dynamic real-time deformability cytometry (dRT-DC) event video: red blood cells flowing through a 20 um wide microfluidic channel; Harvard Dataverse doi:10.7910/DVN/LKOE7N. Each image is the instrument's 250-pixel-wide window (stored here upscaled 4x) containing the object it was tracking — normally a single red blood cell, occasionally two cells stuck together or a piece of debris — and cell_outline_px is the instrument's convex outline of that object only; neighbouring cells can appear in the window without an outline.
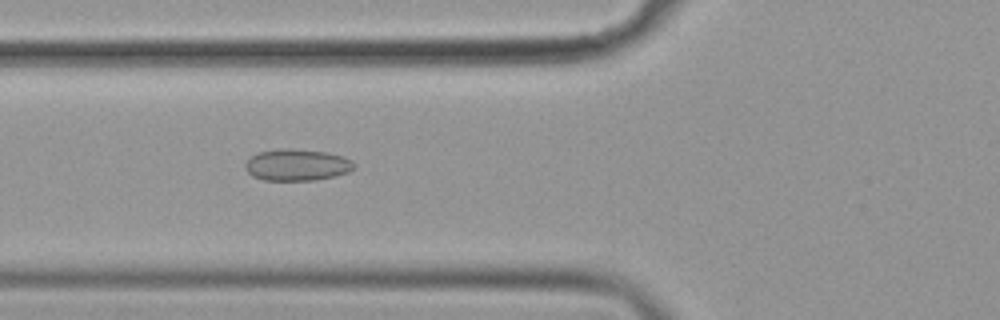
{"species": "common noctule bat (a hibernating species)", "species_latin": "Nyctalus noctula", "temperature_condition": "cold", "stored_images_in_passage": 55, "camera_frame_rate_fps": 3000, "um_per_image_px": 0.085, "animal": {"sex": "female", "body_mass_g": 19.9}, "frame": {"image": 1, "passage_image": 22, "time_ms": 7.0, "image_size_px": [1000, 320], "cell_outline_px": [[356, 164], [348, 172], [316, 180], [264, 180], [252, 176], [244, 168], [244, 164], [252, 156], [260, 152], [284, 148], [292, 148], [328, 152], [344, 156], [352, 160]], "centroid_in_image_um": [25.25, 14.01], "position_along_channel_um": 100.6, "area_um2": 20.06}}
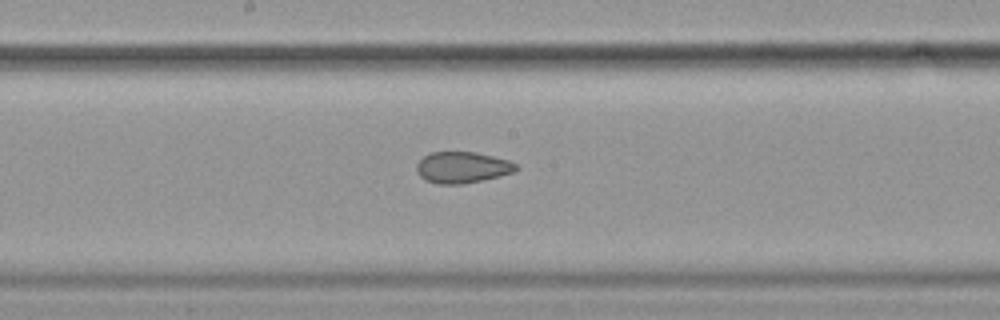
{"frame": {"image": 2, "passage_image": 31, "time_ms": 10.0, "image_size_px": [1000, 320], "cell_outline_px": [[520, 168], [512, 172], [480, 180], [460, 184], [440, 184], [424, 180], [416, 172], [416, 164], [424, 156], [432, 152], [476, 152], [508, 160], [516, 164]], "centroid_in_image_um": [39.25, 14.22], "position_along_channel_um": 208.9, "area_um2": 17.92}}
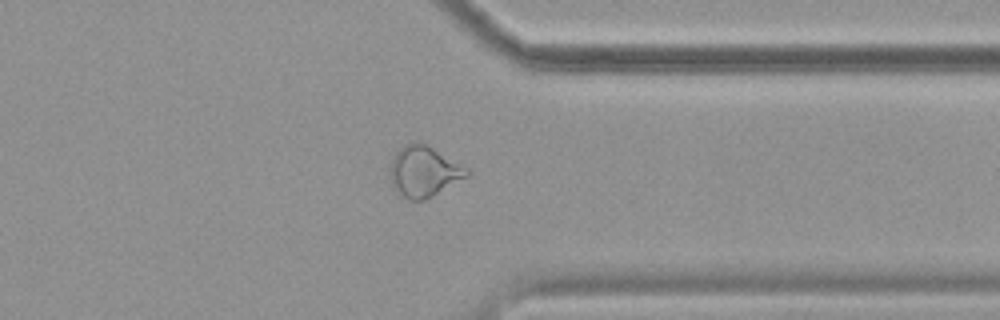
{"frame": {"image": 3, "passage_image": 45, "time_ms": 14.667, "image_size_px": [1000, 320], "cell_outline_px": [[472, 172], [468, 176], [432, 196], [424, 200], [408, 200], [392, 184], [388, 176], [388, 168], [392, 156], [404, 144], [416, 140], [420, 140], [428, 144], [468, 168]], "centroid_in_image_um": [36.01, 14.52], "position_along_channel_um": 375.4, "area_um2": 23.12}}